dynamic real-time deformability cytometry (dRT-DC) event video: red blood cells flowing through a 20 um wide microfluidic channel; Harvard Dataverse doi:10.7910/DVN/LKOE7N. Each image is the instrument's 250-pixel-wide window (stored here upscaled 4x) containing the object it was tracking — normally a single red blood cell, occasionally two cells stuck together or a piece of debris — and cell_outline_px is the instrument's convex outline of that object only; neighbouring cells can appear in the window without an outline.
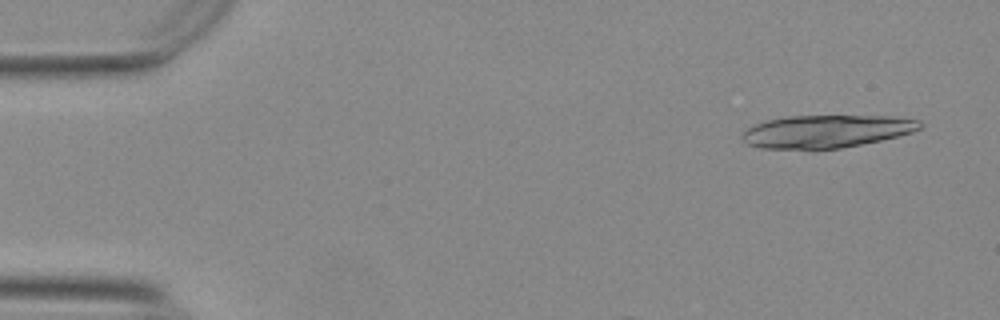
{"species": "Egyptian fruit bat (a non-hibernating species)", "species_latin": "Rousettus aegyptiacus", "temperature_condition": "warm", "stored_images_in_passage": 13, "camera_frame_rate_fps": 3000, "um_per_image_px": 0.085, "animal": {"sex": "female"}, "frame": {"image": 1, "passage_image": 3, "time_ms": 0.667, "image_size_px": [1000, 320], "cell_outline_px": [[924, 124], [920, 128], [912, 132], [880, 140], [840, 148], [760, 148], [748, 144], [744, 140], [744, 132], [748, 128], [756, 124], [768, 120], [784, 116], [892, 116], [920, 120]], "centroid_in_image_um": [70.28, 11.14], "position_along_channel_um": 14.7, "area_um2": 33.35}}